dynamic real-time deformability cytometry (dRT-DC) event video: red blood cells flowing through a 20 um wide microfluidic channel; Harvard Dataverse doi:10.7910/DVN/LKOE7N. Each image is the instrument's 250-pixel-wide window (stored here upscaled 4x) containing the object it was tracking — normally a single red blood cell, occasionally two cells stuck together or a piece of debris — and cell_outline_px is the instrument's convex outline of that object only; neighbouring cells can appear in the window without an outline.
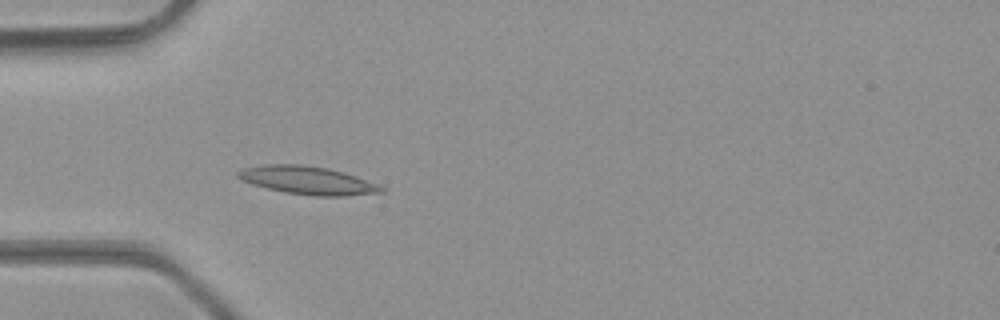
{"species": "common noctule bat (a hibernating species)", "species_latin": "Nyctalus noctula", "temperature_condition": "room temperature", "stored_images_in_passage": 36, "camera_frame_rate_fps": 3000, "um_per_image_px": 0.085, "animal": {"sex": "male", "body_mass_g": 23.1, "forearm_length_mm": 52.7}, "frame": {"image": 1, "passage_image": 3, "time_ms": 0.667, "image_size_px": [1000, 320], "cell_outline_px": [[388, 188], [384, 192], [344, 196], [316, 196], [284, 192], [252, 184], [236, 176], [236, 172], [240, 168], [264, 164], [300, 164], [328, 168], [344, 172], [356, 176]], "centroid_in_image_um": [26.16, 15.32], "position_along_channel_um": 58.8, "area_um2": 23.58}}
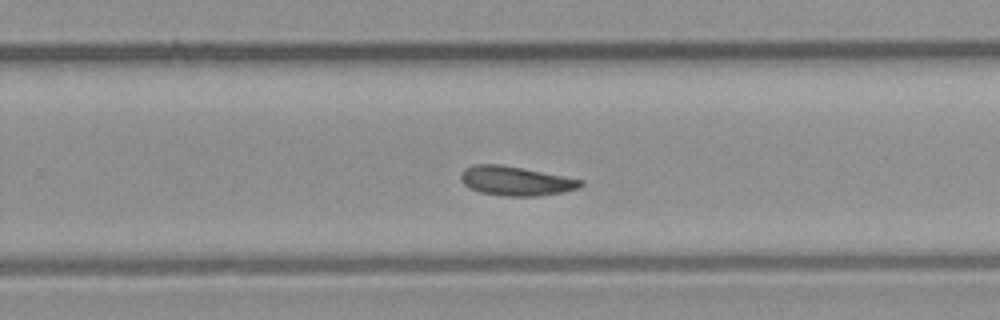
{"frame": {"image": 2, "passage_image": 19, "time_ms": 6.0, "image_size_px": [1000, 320], "cell_outline_px": [[584, 184], [580, 188], [564, 192], [536, 196], [504, 196], [480, 192], [464, 184], [460, 180], [460, 176], [464, 168], [472, 164], [500, 164], [564, 176], [584, 180]], "centroid_in_image_um": [43.85, 15.38], "position_along_channel_um": 286.0, "area_um2": 20.46}}
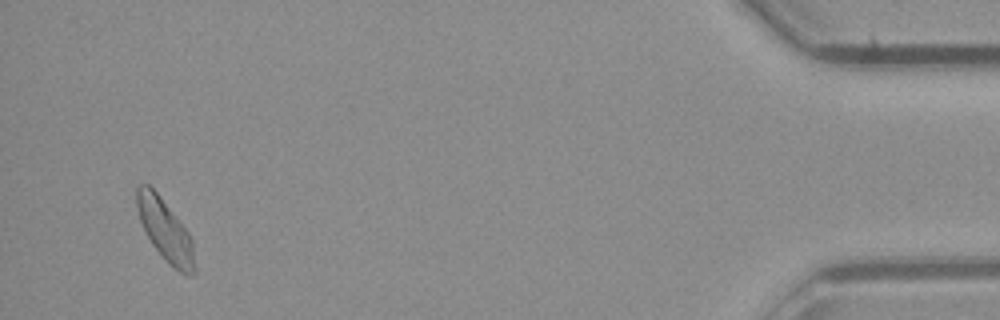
{"frame": {"image": 3, "passage_image": 34, "time_ms": 11.0, "image_size_px": [1000, 320], "cell_outline_px": [[196, 272], [188, 276], [172, 268], [168, 264], [152, 244], [140, 220], [136, 204], [136, 188], [140, 184], [148, 184], [160, 196], [188, 232], [192, 240], [196, 268]], "centroid_in_image_um": [14.06, 19.61], "position_along_channel_um": 421.1, "area_um2": 20.63}, "authors_computed_cell_mechanics": {"area_um2": 20.4034, "velocity_mm_per_s": 4.3272, "shape_relaxation_time_tau1_ms": 6.4696, "shape_relaxation_time_tau2_ms": null, "deformation_change_tau1": 0.1473, "deformation_change_tau2": null}}